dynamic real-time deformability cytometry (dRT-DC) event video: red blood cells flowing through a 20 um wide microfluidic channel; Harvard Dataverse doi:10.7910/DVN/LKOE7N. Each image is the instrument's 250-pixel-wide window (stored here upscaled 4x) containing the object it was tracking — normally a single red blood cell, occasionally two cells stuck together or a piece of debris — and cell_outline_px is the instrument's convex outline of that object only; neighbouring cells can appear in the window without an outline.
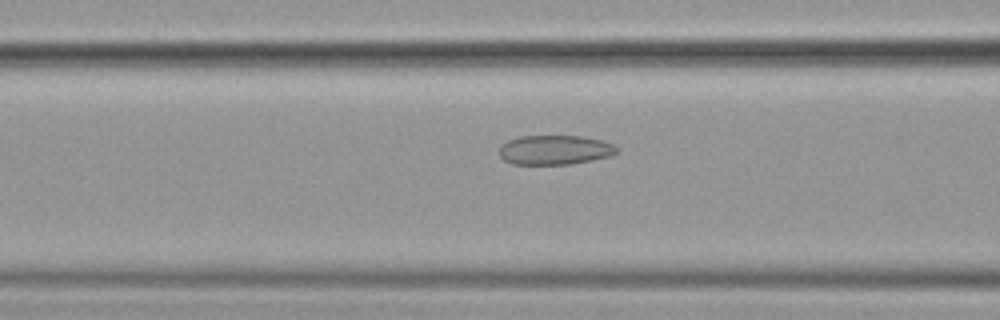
{"species": "common noctule bat (a hibernating species)", "species_latin": "Nyctalus noctula", "temperature_condition": "cold", "stored_images_in_passage": 15, "camera_frame_rate_fps": 3000, "um_per_image_px": 0.085, "animal": {"sex": "female", "body_mass_g": 19.9}, "frame": {"image": 1, "passage_image": 13, "time_ms": 4.0, "image_size_px": [1000, 320], "cell_outline_px": [[616, 152], [612, 156], [592, 160], [568, 164], [512, 164], [504, 160], [500, 156], [500, 144], [508, 140], [520, 136], [584, 136], [600, 140], [612, 144], [616, 148]], "centroid_in_image_um": [47.13, 12.74], "position_along_channel_um": 119.5, "area_um2": 20.11}}